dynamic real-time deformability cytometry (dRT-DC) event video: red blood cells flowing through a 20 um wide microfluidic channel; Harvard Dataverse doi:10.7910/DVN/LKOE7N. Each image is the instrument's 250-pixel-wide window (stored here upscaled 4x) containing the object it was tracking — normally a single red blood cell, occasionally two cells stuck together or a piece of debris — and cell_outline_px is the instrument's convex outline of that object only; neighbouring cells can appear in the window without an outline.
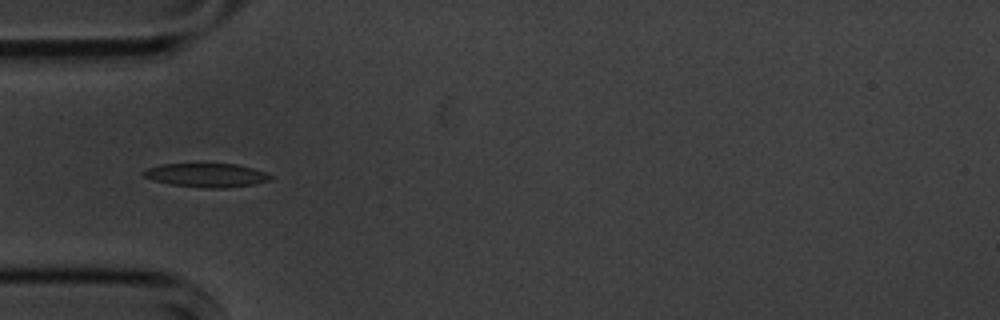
{"species": "common noctule bat (a hibernating species)", "species_latin": "Nyctalus noctula", "temperature_condition": "cold", "stored_images_in_passage": 10, "camera_frame_rate_fps": 3000, "um_per_image_px": 0.085, "animal": {"sex": "male", "body_mass_g": 20.1, "forearm_length_mm": 53.5}, "frame": {"image": 1, "passage_image": 4, "time_ms": 4.333, "image_size_px": [1000, 320], "cell_outline_px": [[272, 176], [268, 180], [256, 184], [224, 188], [204, 188], [172, 184], [156, 180], [144, 176], [140, 172], [148, 168], [160, 164], [236, 164], [252, 168], [264, 172]], "centroid_in_image_um": [17.55, 14.89], "position_along_channel_um": 67.5, "area_um2": 17.34}}
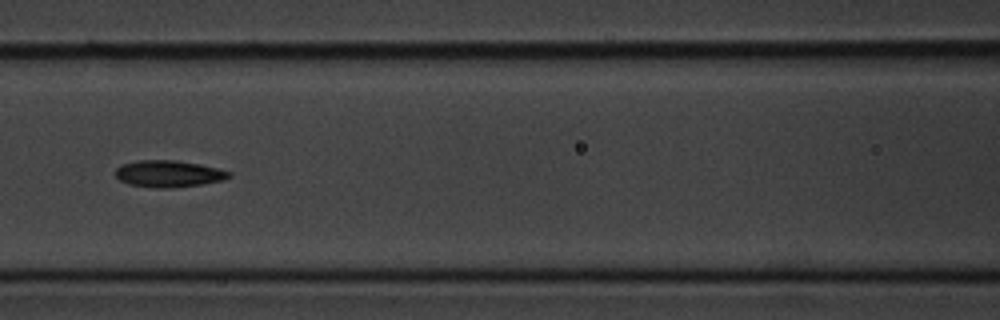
{"frame": {"image": 2, "passage_image": 6, "time_ms": 6.667, "image_size_px": [1000, 320], "cell_outline_px": [[232, 176], [224, 180], [204, 184], [176, 188], [156, 188], [128, 184], [120, 180], [116, 176], [116, 168], [120, 164], [140, 160], [176, 160], [200, 164], [232, 172]], "centroid_in_image_um": [14.35, 14.77], "position_along_channel_um": 152.2, "area_um2": 17.92}}
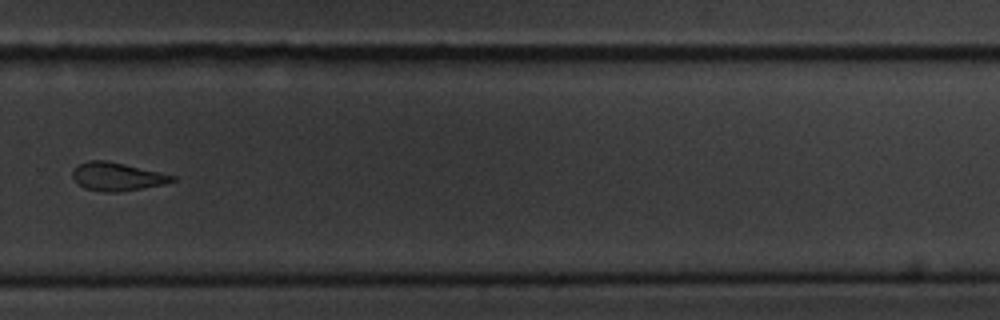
{"frame": {"image": 3, "passage_image": 10, "time_ms": 11.333, "image_size_px": [1000, 320], "cell_outline_px": [[176, 180], [164, 184], [116, 192], [104, 192], [84, 188], [72, 176], [72, 172], [76, 164], [88, 160], [104, 160], [124, 164], [160, 172], [176, 176]], "centroid_in_image_um": [9.93, 15.0], "position_along_channel_um": 319.9, "area_um2": 16.24}}